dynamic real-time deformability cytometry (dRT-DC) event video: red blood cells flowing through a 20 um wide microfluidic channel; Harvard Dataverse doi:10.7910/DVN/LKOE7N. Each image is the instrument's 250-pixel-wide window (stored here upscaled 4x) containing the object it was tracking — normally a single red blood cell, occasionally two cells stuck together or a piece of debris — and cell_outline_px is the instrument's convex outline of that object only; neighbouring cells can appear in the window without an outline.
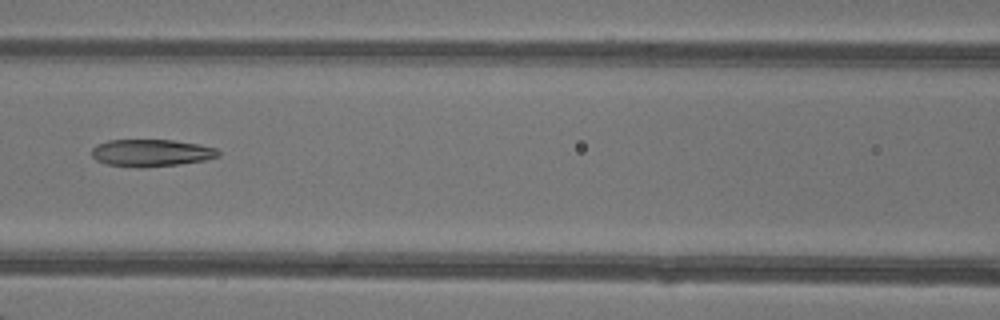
{"species": "common noctule bat (a hibernating species)", "species_latin": "Nyctalus noctula", "temperature_condition": "warm", "stored_images_in_passage": 24, "camera_frame_rate_fps": 3000, "um_per_image_px": 0.085, "animal": {"sex": "female"}, "frame": {"image": 1, "passage_image": 7, "time_ms": 2.0, "image_size_px": [1000, 320], "cell_outline_px": [[220, 156], [204, 160], [176, 164], [140, 168], [136, 168], [108, 164], [96, 160], [92, 156], [92, 148], [96, 144], [108, 140], [172, 140], [200, 144], [216, 148], [220, 152]], "centroid_in_image_um": [12.84, 12.99], "position_along_channel_um": 153.8, "area_um2": 20.06}}